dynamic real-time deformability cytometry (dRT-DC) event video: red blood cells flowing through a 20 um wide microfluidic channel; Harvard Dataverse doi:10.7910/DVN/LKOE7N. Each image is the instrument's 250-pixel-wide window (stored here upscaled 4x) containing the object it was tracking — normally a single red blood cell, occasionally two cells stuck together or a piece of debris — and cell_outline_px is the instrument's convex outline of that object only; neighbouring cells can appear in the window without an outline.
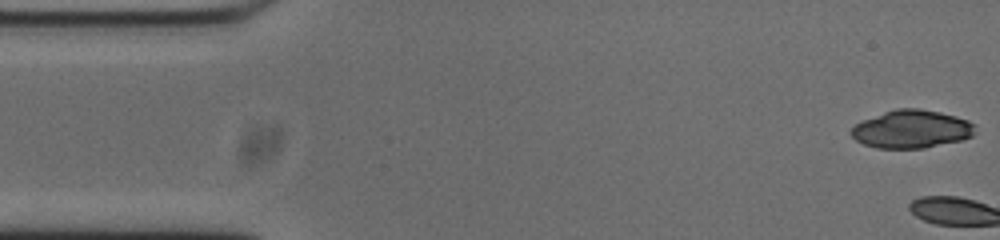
{"species": "common noctule bat (a hibernating species)", "species_latin": "Nyctalus noctula", "temperature_condition": "cold", "stored_images_in_passage": 2, "camera_frame_rate_fps": 3000, "um_per_image_px": 0.085, "animal": {"sex": "male", "body_mass_g": 20.0, "forearm_length_mm": 53.3}, "frame": {"image": 1, "passage_image": 1, "time_ms": 0.0, "image_size_px": [1000, 240], "cell_outline_px": [[976, 124], [972, 136], [960, 140], [924, 148], [876, 148], [864, 144], [856, 140], [848, 132], [856, 124], [864, 120], [884, 112], [896, 108], [920, 108], [940, 112], [956, 116], [968, 120]], "centroid_in_image_um": [77.48, 10.97], "position_along_channel_um": 7.5, "area_um2": 27.4}}